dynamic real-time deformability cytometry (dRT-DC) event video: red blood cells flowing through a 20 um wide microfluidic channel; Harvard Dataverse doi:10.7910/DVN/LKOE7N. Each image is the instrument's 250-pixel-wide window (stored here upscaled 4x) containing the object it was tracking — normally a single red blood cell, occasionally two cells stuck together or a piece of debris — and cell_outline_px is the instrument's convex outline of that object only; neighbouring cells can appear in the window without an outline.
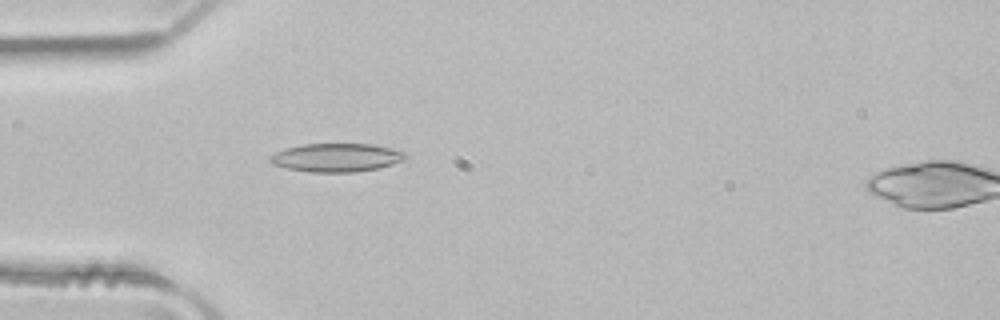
{"species": "common noctule bat (a hibernating species)", "species_latin": "Nyctalus noctula", "temperature_condition": "room temperature", "stored_images_in_passage": 5, "camera_frame_rate_fps": 3000, "um_per_image_px": 0.085, "animal": {"sex": "male", "body_mass_g": 21.5, "forearm_length_mm": 52.0}, "frame": {"image": 1, "passage_image": 4, "time_ms": 1.0, "image_size_px": [1000, 320], "cell_outline_px": [[404, 156], [400, 160], [392, 164], [376, 168], [356, 172], [308, 172], [288, 168], [272, 164], [268, 160], [268, 156], [276, 152], [288, 148], [304, 144], [372, 144], [404, 152]], "centroid_in_image_um": [28.51, 13.4], "position_along_channel_um": 56.5, "area_um2": 22.02}}